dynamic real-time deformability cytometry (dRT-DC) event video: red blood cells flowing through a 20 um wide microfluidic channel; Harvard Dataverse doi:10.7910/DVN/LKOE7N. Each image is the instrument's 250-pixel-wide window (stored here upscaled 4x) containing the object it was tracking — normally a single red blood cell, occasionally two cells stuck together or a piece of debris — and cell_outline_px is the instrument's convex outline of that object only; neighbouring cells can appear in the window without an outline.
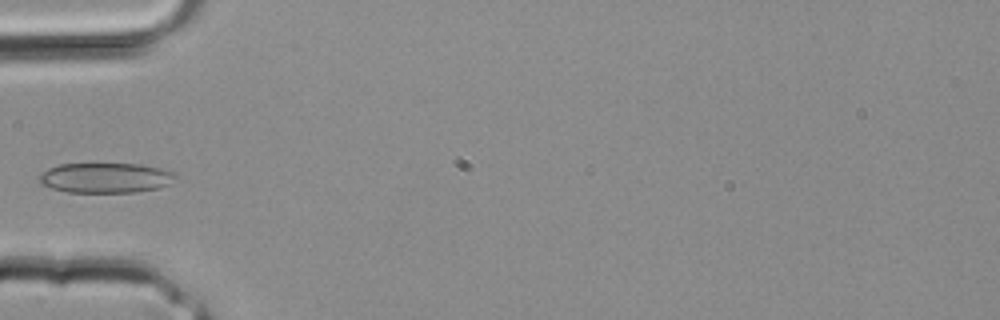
{"species": "common noctule bat (a hibernating species)", "species_latin": "Nyctalus noctula", "temperature_condition": "room temperature", "stored_images_in_passage": 4, "camera_frame_rate_fps": 3000, "um_per_image_px": 0.085, "animal": {"sex": "male", "body_mass_g": 20.4}, "frame": {"image": 1, "passage_image": 4, "time_ms": 1.0, "image_size_px": [1000, 320], "cell_outline_px": [[180, 176], [168, 184], [156, 188], [136, 192], [68, 192], [52, 188], [40, 184], [36, 176], [48, 168], [60, 164], [140, 164], [160, 168], [176, 172]], "centroid_in_image_um": [8.97, 15.11], "position_along_channel_um": 76.0, "area_um2": 24.04}}